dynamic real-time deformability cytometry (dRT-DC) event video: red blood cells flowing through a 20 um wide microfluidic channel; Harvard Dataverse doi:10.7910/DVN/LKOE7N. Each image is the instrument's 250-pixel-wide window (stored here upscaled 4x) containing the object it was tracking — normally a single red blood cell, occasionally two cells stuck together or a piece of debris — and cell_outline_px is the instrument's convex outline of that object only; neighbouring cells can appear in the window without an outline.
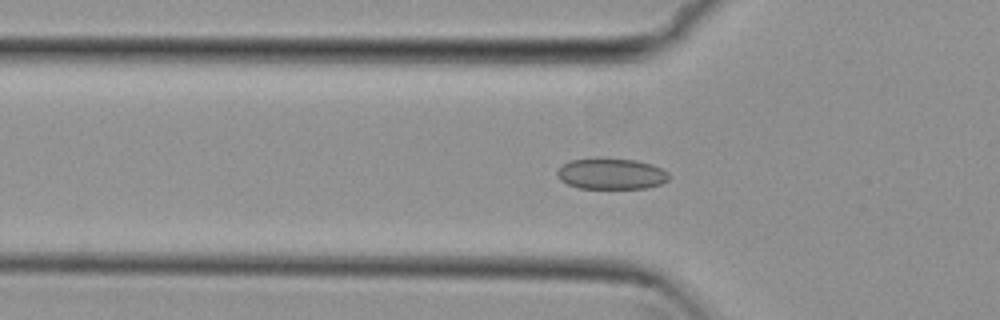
{"species": "common noctule bat (a hibernating species)", "species_latin": "Nyctalus noctula", "temperature_condition": "cold", "stored_images_in_passage": 52, "camera_frame_rate_fps": 3000, "um_per_image_px": 0.085, "animal": {"sex": "female", "body_mass_g": 29.2, "forearm_length_mm": 56.3}, "frame": {"image": 1, "passage_image": 18, "time_ms": 5.667, "image_size_px": [1000, 320], "cell_outline_px": [[668, 180], [660, 184], [648, 188], [580, 188], [568, 184], [560, 180], [556, 172], [564, 164], [572, 160], [600, 156], [636, 160], [652, 164], [668, 172]], "centroid_in_image_um": [51.95, 14.74], "position_along_channel_um": 73.8, "area_um2": 20.46}}
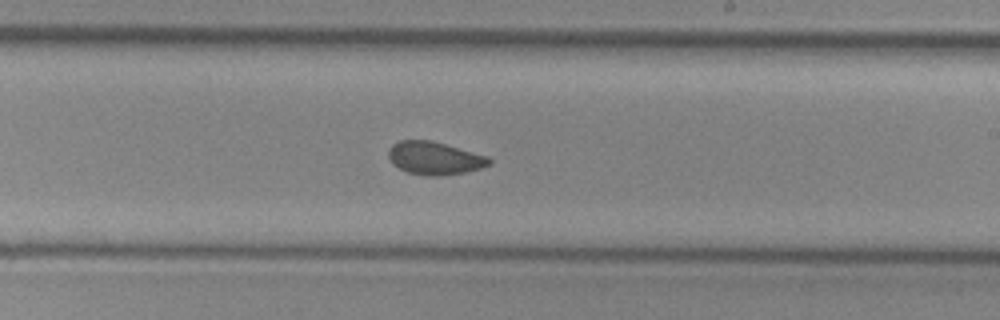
{"frame": {"image": 2, "passage_image": 32, "time_ms": 10.333, "image_size_px": [1000, 320], "cell_outline_px": [[492, 164], [480, 168], [464, 172], [440, 176], [428, 176], [408, 172], [392, 164], [388, 156], [388, 148], [392, 144], [400, 140], [432, 140], [488, 156], [492, 160]], "centroid_in_image_um": [36.93, 13.43], "position_along_channel_um": 252.1, "area_um2": 19.42}}
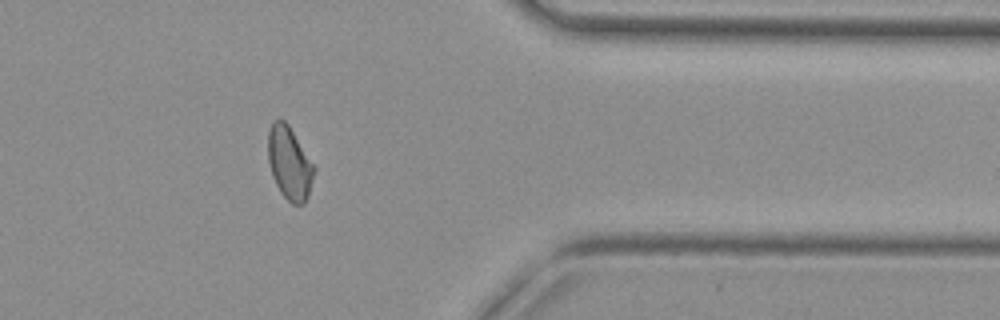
{"frame": {"image": 3, "passage_image": 44, "time_ms": 14.333, "image_size_px": [1000, 320], "cell_outline_px": [[316, 168], [308, 196], [304, 204], [292, 204], [280, 192], [272, 176], [268, 160], [268, 132], [272, 120], [284, 120], [288, 124]], "centroid_in_image_um": [24.6, 13.87], "position_along_channel_um": 386.8, "area_um2": 19.54}}